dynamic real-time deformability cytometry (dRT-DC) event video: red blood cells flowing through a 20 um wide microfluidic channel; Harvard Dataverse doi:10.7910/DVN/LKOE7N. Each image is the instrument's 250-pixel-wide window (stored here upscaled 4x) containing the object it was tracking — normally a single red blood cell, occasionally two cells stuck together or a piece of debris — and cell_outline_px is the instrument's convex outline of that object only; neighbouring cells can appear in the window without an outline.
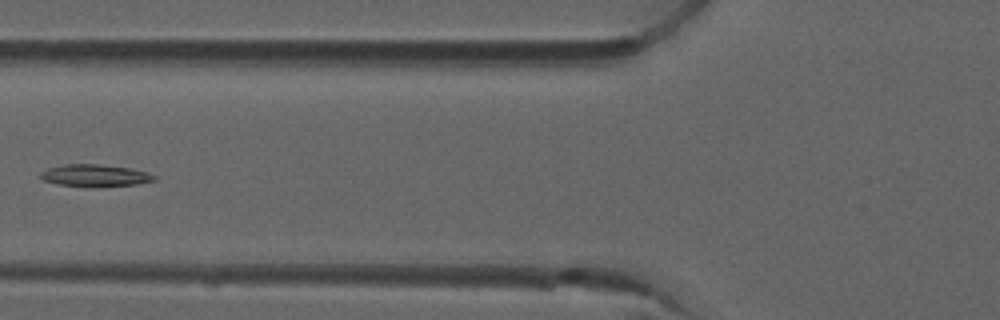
{"species": "common noctule bat (a hibernating species)", "species_latin": "Nyctalus noctula", "temperature_condition": "room temperature", "stored_images_in_passage": 4, "camera_frame_rate_fps": 3000, "um_per_image_px": 0.085, "animal": {"sex": "male", "forearm_length_mm": 52.5}, "frame": {"image": 1, "passage_image": 4, "time_ms": 1.0, "image_size_px": [1000, 320], "cell_outline_px": [[156, 180], [136, 184], [56, 184], [40, 180], [40, 172], [48, 168], [64, 164], [100, 164], [128, 168], [144, 172], [156, 176]], "centroid_in_image_um": [7.99, 14.87], "position_along_channel_um": 117.8, "area_um2": 13.7}}